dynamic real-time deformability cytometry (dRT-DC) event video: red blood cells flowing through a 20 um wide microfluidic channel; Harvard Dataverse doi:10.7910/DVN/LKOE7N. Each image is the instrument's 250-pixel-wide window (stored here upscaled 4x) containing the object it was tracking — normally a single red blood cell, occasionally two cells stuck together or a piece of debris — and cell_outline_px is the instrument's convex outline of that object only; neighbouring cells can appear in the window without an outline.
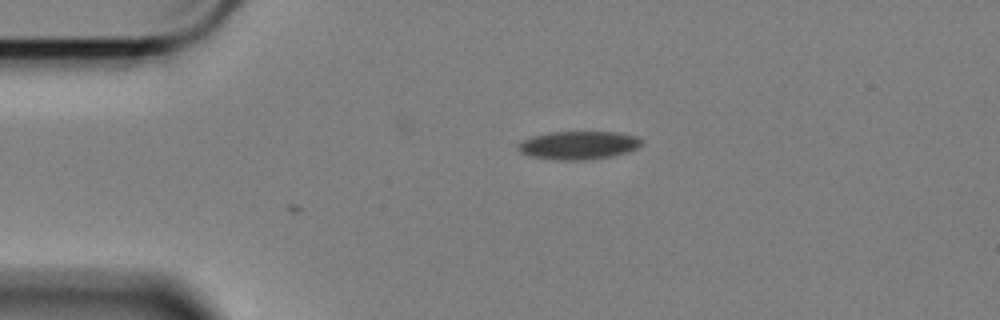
{"species": "Egyptian fruit bat (a non-hibernating species)", "species_latin": "Rousettus aegyptiacus", "temperature_condition": "cold", "stored_images_in_passage": 2, "camera_frame_rate_fps": 3000, "um_per_image_px": 0.085, "animal": {"sex": "female"}, "frame": {"image": 1, "passage_image": 2, "time_ms": 0.333, "image_size_px": [1000, 320], "cell_outline_px": [[644, 144], [628, 152], [612, 156], [588, 160], [556, 160], [528, 156], [520, 152], [516, 148], [516, 144], [520, 140], [532, 136], [548, 132], [616, 132], [636, 136], [644, 140]], "centroid_in_image_um": [49.14, 12.35], "position_along_channel_um": 35.9, "area_um2": 20.75}}